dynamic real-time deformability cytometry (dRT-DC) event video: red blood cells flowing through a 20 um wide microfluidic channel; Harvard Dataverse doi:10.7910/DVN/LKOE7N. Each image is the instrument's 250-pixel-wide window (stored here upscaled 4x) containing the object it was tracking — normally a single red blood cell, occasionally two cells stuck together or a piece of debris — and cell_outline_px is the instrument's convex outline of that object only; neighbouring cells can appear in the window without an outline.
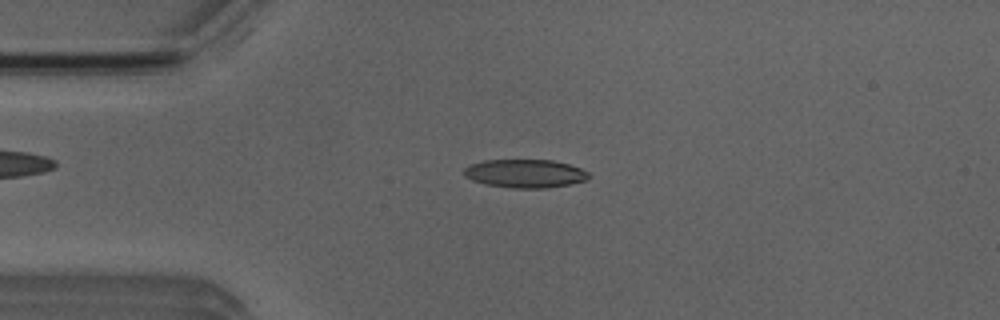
{"species": "Egyptian fruit bat (a non-hibernating species)", "species_latin": "Rousettus aegyptiacus", "temperature_condition": "room temperature", "stored_images_in_passage": 49, "camera_frame_rate_fps": 3000, "um_per_image_px": 0.085, "animal": {"sex": "male"}, "frame": {"image": 1, "passage_image": 9, "time_ms": 2.667, "image_size_px": [1000, 320], "cell_outline_px": [[592, 176], [584, 180], [568, 184], [548, 188], [512, 188], [484, 184], [472, 180], [464, 176], [464, 168], [468, 164], [484, 160], [552, 160], [568, 164], [580, 168], [588, 172]], "centroid_in_image_um": [44.59, 14.75], "position_along_channel_um": 40.4, "area_um2": 20.69}}
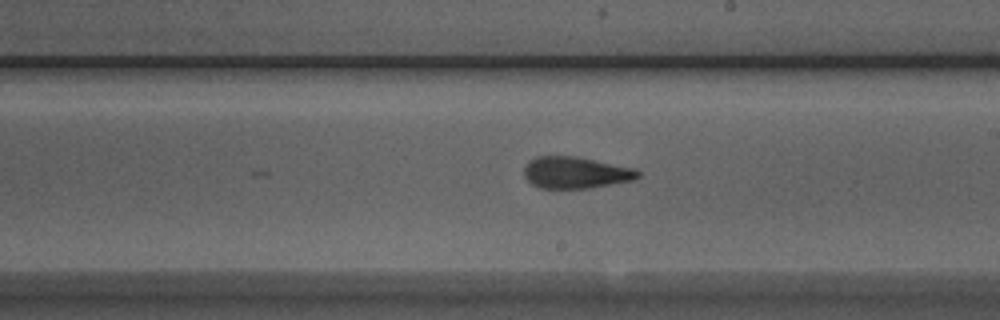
{"frame": {"image": 2, "passage_image": 26, "time_ms": 8.333, "image_size_px": [1000, 320], "cell_outline_px": [[640, 176], [636, 180], [588, 188], [540, 188], [532, 184], [524, 176], [524, 168], [528, 160], [536, 156], [576, 156], [636, 168], [640, 172]], "centroid_in_image_um": [48.95, 14.66], "position_along_channel_um": 240.1, "area_um2": 21.21}}
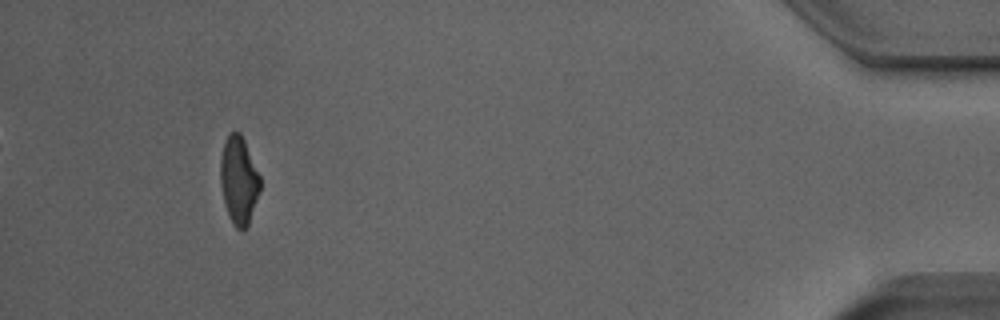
{"frame": {"image": 3, "passage_image": 45, "time_ms": 14.667, "image_size_px": [1000, 320], "cell_outline_px": [[260, 188], [248, 224], [244, 232], [236, 228], [232, 224], [228, 216], [220, 184], [220, 156], [224, 140], [232, 132], [240, 132], [244, 140], [260, 176]], "centroid_in_image_um": [20.27, 15.33], "position_along_channel_um": 414.9, "area_um2": 20.23}, "authors_computed_cell_mechanics": {"area_um2": 20.9236, "velocity_mm_per_s": 3.9279, "shape_relaxation_time_tau1_ms": null, "shape_relaxation_time_tau2_ms": 1.6811, "deformation_change_tau1": null, "deformation_change_tau2": 0.1047}}